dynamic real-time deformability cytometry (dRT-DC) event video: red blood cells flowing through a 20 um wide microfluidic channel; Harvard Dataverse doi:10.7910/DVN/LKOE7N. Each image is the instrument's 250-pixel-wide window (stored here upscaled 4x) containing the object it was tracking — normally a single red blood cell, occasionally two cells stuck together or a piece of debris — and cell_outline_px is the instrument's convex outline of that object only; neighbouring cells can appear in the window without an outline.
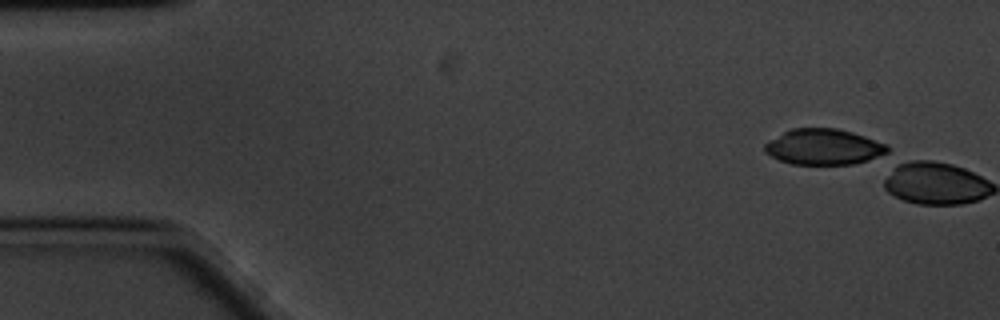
{"species": "common noctule bat (a hibernating species)", "species_latin": "Nyctalus noctula", "temperature_condition": "cold", "stored_images_in_passage": 2, "camera_frame_rate_fps": 3000, "um_per_image_px": 0.085, "animal": {"sex": "male", "body_mass_g": 20.1, "forearm_length_mm": 53.5}, "frame": {"image": 1, "passage_image": 1, "time_ms": 0.0, "image_size_px": [1000, 320], "cell_outline_px": [[888, 156], [856, 164], [792, 164], [780, 160], [764, 152], [764, 144], [768, 140], [792, 128], [836, 128], [852, 132], [888, 144]], "centroid_in_image_um": [70.07, 12.49], "position_along_channel_um": 14.9, "area_um2": 25.95}}